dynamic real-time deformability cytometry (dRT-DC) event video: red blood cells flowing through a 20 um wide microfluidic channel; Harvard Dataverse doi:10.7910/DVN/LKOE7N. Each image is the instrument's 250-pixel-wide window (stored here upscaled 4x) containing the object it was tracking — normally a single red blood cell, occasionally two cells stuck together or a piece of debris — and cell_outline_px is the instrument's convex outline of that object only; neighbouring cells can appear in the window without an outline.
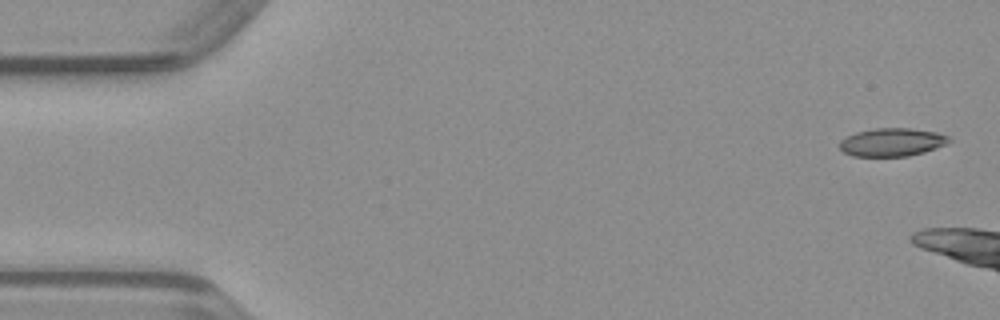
{"species": "common noctule bat (a hibernating species)", "species_latin": "Nyctalus noctula", "temperature_condition": "warm", "stored_images_in_passage": 14, "camera_frame_rate_fps": 3000, "um_per_image_px": 0.085, "animal": {"sex": "male", "body_mass_g": 23.1, "forearm_length_mm": 52.7}, "frame": {"image": 1, "passage_image": 2, "time_ms": 0.333, "image_size_px": [1000, 320], "cell_outline_px": [[952, 140], [936, 148], [924, 152], [908, 156], [852, 156], [844, 152], [840, 148], [840, 140], [844, 136], [856, 132], [876, 128], [912, 128], [936, 132], [948, 136]], "centroid_in_image_um": [75.79, 12.08], "position_along_channel_um": 9.2, "area_um2": 17.98}}
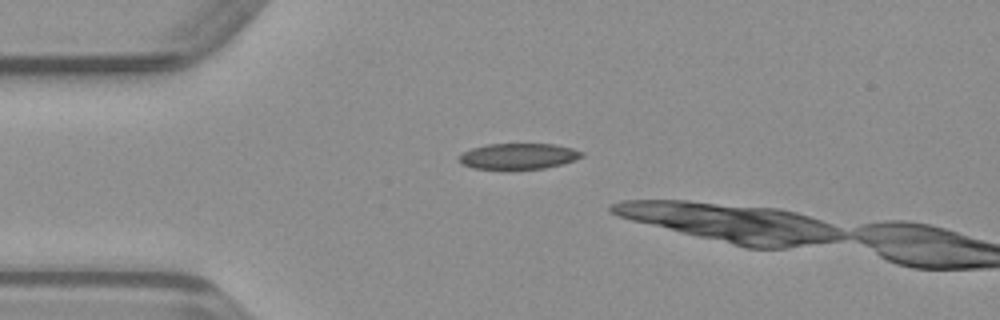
{"frame": {"image": 2, "passage_image": 12, "time_ms": 3.667, "image_size_px": [1000, 320], "cell_outline_px": [[584, 156], [560, 164], [544, 168], [472, 168], [460, 164], [460, 156], [464, 152], [472, 148], [488, 144], [556, 144], [572, 148], [584, 152]], "centroid_in_image_um": [44.07, 13.26], "position_along_channel_um": 40.9, "area_um2": 18.09}}